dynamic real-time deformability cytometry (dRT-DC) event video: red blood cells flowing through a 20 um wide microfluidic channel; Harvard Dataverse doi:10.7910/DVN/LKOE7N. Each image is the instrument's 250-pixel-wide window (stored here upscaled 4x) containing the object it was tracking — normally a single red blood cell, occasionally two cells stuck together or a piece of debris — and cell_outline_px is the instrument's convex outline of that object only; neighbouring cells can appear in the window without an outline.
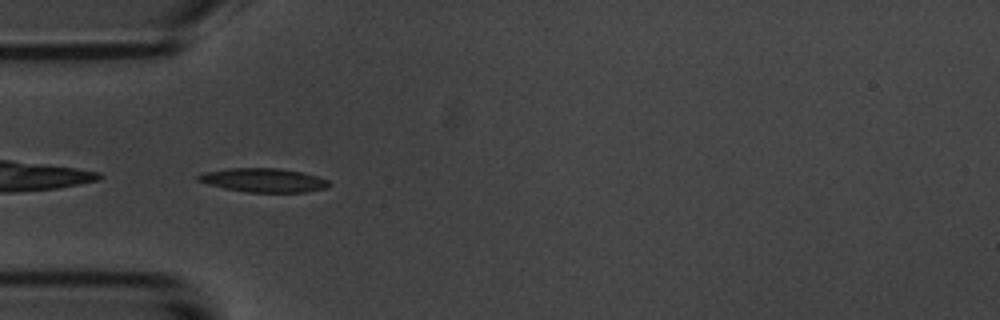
{"species": "common noctule bat (a hibernating species)", "species_latin": "Nyctalus noctula", "temperature_condition": "room temperature", "stored_images_in_passage": 5, "camera_frame_rate_fps": 3000, "um_per_image_px": 0.085, "animal": {"sex": "male", "body_mass_g": 20.1, "forearm_length_mm": 53.5}, "frame": {"image": 1, "passage_image": 4, "time_ms": 3.667, "image_size_px": [1000, 320], "cell_outline_px": [[332, 184], [328, 188], [304, 192], [248, 192], [224, 188], [208, 184], [196, 180], [196, 176], [204, 172], [228, 168], [280, 168], [304, 172], [328, 180]], "centroid_in_image_um": [22.42, 15.31], "position_along_channel_um": 62.6, "area_um2": 18.32}}